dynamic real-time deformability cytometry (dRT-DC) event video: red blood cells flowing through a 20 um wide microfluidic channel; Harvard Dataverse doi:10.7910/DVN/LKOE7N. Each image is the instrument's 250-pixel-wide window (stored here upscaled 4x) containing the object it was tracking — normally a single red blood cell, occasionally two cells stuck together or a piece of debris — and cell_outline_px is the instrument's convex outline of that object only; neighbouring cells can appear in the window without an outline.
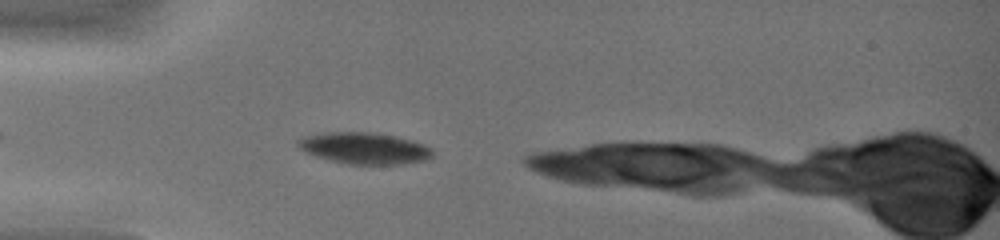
{"species": "common noctule bat (a hibernating species)", "species_latin": "Nyctalus noctula", "temperature_condition": "warm", "stored_images_in_passage": 29, "camera_frame_rate_fps": 3000, "um_per_image_px": 0.085, "animal": {"sex": "female", "body_mass_g": 19.0, "forearm_length_mm": 51.5}, "frame": {"image": 1, "passage_image": 3, "time_ms": 0.667, "image_size_px": [1000, 240], "cell_outline_px": [[432, 156], [424, 160], [400, 164], [348, 164], [328, 160], [304, 152], [296, 144], [296, 140], [304, 136], [324, 132], [372, 132], [396, 136], [412, 140], [424, 144], [432, 148]], "centroid_in_image_um": [30.94, 12.59], "position_along_channel_um": 54.1, "area_um2": 24.8}}
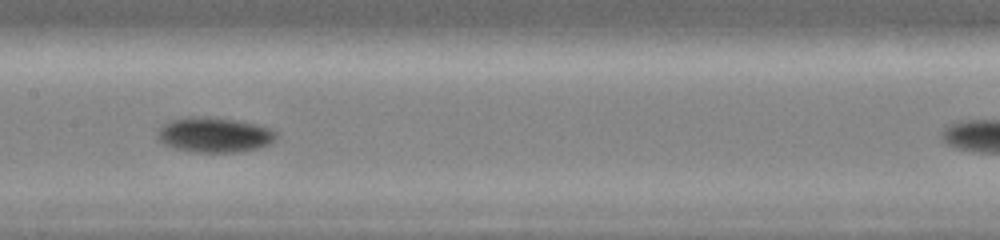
{"frame": {"image": 2, "passage_image": 13, "time_ms": 4.0, "image_size_px": [1000, 240], "cell_outline_px": [[280, 136], [272, 144], [240, 152], [192, 152], [176, 148], [164, 144], [156, 140], [156, 132], [164, 124], [172, 120], [188, 116], [216, 116], [256, 124], [272, 128]], "centroid_in_image_um": [18.25, 11.45], "position_along_channel_um": 189.2, "area_um2": 24.8}}
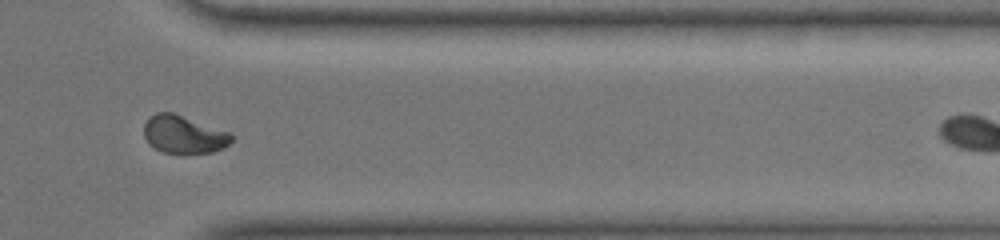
{"frame": {"image": 3, "passage_image": 27, "time_ms": 8.667, "image_size_px": [1000, 240], "cell_outline_px": [[232, 140], [224, 148], [212, 152], [164, 152], [148, 144], [144, 136], [144, 124], [156, 112], [172, 112], [228, 132], [232, 136]], "centroid_in_image_um": [15.59, 11.42], "position_along_channel_um": 395.8, "area_um2": 18.79}}